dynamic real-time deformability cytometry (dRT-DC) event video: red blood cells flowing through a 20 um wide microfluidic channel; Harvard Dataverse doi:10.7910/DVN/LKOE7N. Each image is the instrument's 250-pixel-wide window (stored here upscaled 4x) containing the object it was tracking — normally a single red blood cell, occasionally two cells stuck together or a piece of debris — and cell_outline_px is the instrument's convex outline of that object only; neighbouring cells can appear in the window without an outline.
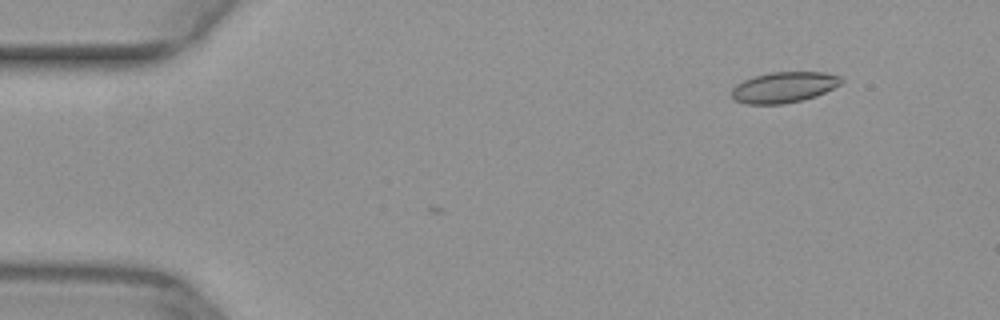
{"species": "common noctule bat (a hibernating species)", "species_latin": "Nyctalus noctula", "temperature_condition": "warm", "stored_images_in_passage": 3, "camera_frame_rate_fps": 3000, "um_per_image_px": 0.085, "animal": {"sex": "female", "body_mass_g": 29.2, "forearm_length_mm": 56.3}, "frame": {"image": 1, "passage_image": 1, "time_ms": 0.0, "image_size_px": [1000, 320], "cell_outline_px": [[844, 80], [840, 84], [816, 96], [800, 100], [780, 104], [744, 104], [736, 100], [732, 96], [732, 88], [736, 84], [752, 76], [772, 72], [824, 72], [840, 76]], "centroid_in_image_um": [66.61, 7.41], "position_along_channel_um": 18.4, "area_um2": 19.54}}